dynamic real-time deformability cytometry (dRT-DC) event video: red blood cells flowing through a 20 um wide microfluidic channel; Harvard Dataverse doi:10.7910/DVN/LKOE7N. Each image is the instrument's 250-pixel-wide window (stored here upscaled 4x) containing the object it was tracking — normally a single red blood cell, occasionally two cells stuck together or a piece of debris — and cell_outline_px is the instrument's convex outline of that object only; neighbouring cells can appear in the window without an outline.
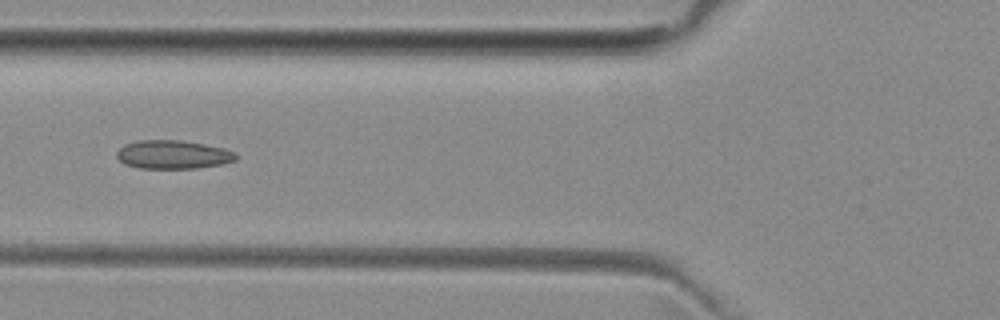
{"species": "common noctule bat (a hibernating species)", "species_latin": "Nyctalus noctula", "temperature_condition": "room temperature", "stored_images_in_passage": 6, "camera_frame_rate_fps": 3000, "um_per_image_px": 0.085, "animal": {"sex": "female", "body_mass_g": 29.2, "forearm_length_mm": 56.3}, "frame": {"image": 1, "passage_image": 4, "time_ms": 5.333, "image_size_px": [1000, 320], "cell_outline_px": [[236, 160], [220, 164], [196, 168], [140, 168], [124, 164], [116, 156], [116, 152], [124, 144], [136, 140], [180, 140], [204, 144], [224, 148], [236, 152]], "centroid_in_image_um": [14.68, 13.13], "position_along_channel_um": 111.1, "area_um2": 19.83}}
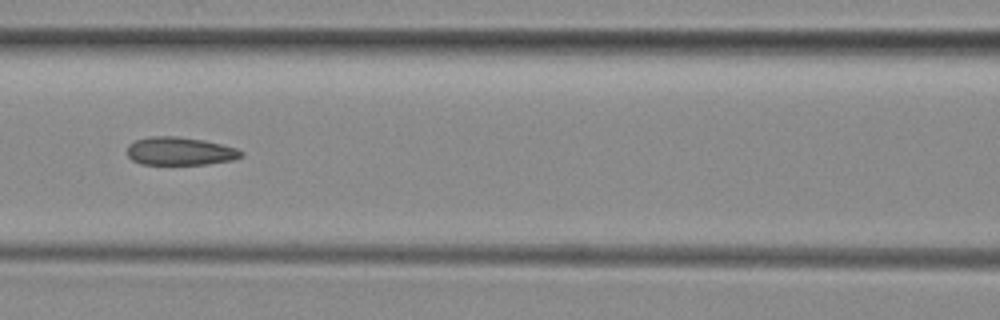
{"frame": {"image": 2, "passage_image": 5, "time_ms": 6.333, "image_size_px": [1000, 320], "cell_outline_px": [[244, 156], [232, 160], [208, 164], [140, 164], [132, 160], [128, 156], [128, 144], [136, 140], [148, 136], [176, 136], [204, 140], [236, 148], [244, 152]], "centroid_in_image_um": [15.3, 12.85], "position_along_channel_um": 151.3, "area_um2": 18.73}}
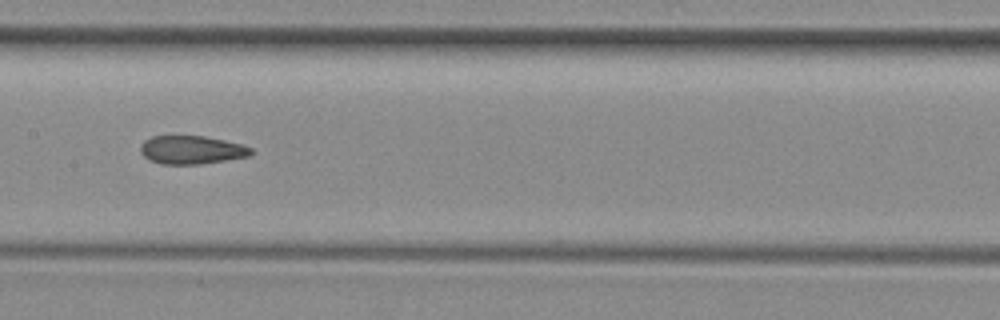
{"frame": {"image": 3, "passage_image": 6, "time_ms": 7.333, "image_size_px": [1000, 320], "cell_outline_px": [[252, 152], [248, 156], [200, 164], [160, 164], [148, 160], [140, 152], [140, 144], [144, 140], [152, 136], [204, 136], [224, 140], [240, 144], [252, 148]], "centroid_in_image_um": [16.22, 12.74], "position_along_channel_um": 191.2, "area_um2": 18.21}}